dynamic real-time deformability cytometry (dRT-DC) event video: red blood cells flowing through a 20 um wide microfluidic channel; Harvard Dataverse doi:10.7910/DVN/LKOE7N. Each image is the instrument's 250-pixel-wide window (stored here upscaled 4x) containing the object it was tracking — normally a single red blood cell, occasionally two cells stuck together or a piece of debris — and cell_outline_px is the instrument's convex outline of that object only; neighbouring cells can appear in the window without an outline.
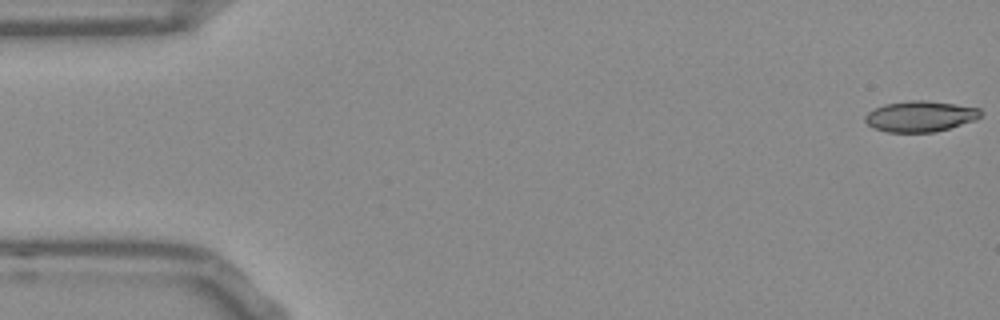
{"species": "Egyptian fruit bat (a non-hibernating species)", "species_latin": "Rousettus aegyptiacus", "temperature_condition": "room temperature", "stored_images_in_passage": 13, "camera_frame_rate_fps": 3000, "um_per_image_px": 0.085, "frame": {"image": 1, "passage_image": 1, "time_ms": 0.0, "image_size_px": [1000, 320], "cell_outline_px": [[984, 112], [976, 120], [936, 132], [888, 132], [876, 128], [868, 124], [864, 120], [864, 116], [868, 112], [884, 104], [912, 100], [924, 100], [956, 104], [980, 108]], "centroid_in_image_um": [78.26, 9.88], "position_along_channel_um": 6.7, "area_um2": 20.75}}
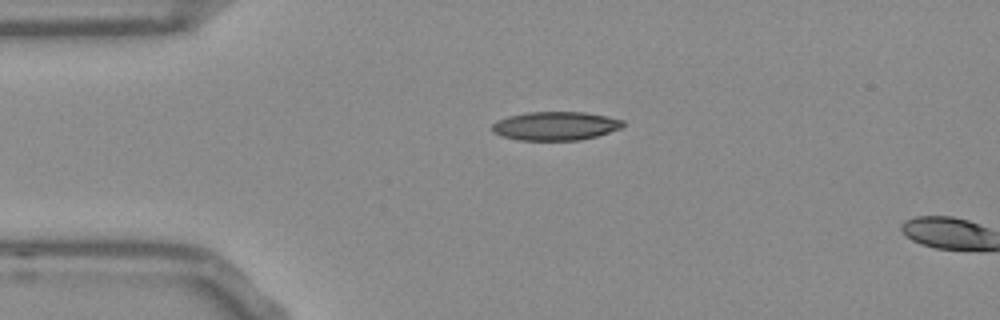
{"frame": {"image": 2, "passage_image": 12, "time_ms": 3.667, "image_size_px": [1000, 320], "cell_outline_px": [[624, 124], [620, 128], [596, 136], [580, 140], [520, 140], [504, 136], [492, 132], [492, 124], [496, 120], [508, 116], [524, 112], [584, 112], [624, 120]], "centroid_in_image_um": [47.17, 10.7], "position_along_channel_um": 37.8, "area_um2": 21.73}}